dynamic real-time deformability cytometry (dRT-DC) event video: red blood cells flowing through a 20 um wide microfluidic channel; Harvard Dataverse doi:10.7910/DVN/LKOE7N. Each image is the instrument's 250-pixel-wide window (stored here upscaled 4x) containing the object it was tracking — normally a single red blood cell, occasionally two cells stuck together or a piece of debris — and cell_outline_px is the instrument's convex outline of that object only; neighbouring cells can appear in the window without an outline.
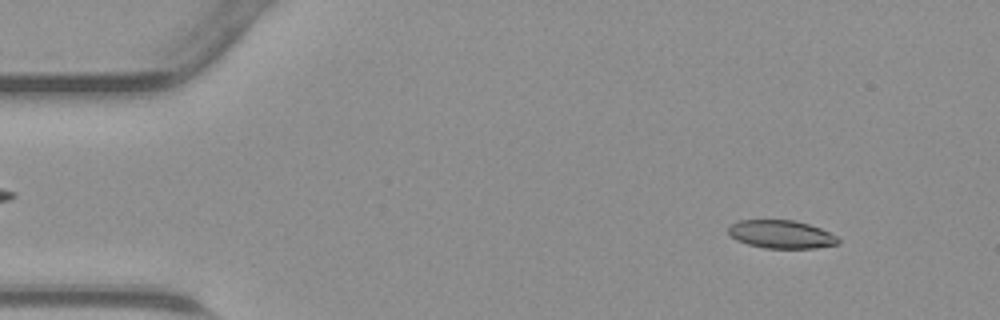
{"species": "common noctule bat (a hibernating species)", "species_latin": "Nyctalus noctula", "temperature_condition": "warm", "stored_images_in_passage": 44, "camera_frame_rate_fps": 3000, "um_per_image_px": 0.085, "animal": {"sex": "male", "body_mass_g": 23.1, "forearm_length_mm": 52.7}, "frame": {"image": 1, "passage_image": 4, "time_ms": 1.0, "image_size_px": [1000, 320], "cell_outline_px": [[840, 244], [816, 248], [764, 248], [748, 244], [736, 240], [728, 232], [728, 228], [732, 224], [740, 220], [792, 220], [808, 224], [820, 228], [836, 236], [840, 240]], "centroid_in_image_um": [66.42, 19.92], "position_along_channel_um": 18.6, "area_um2": 17.92}}
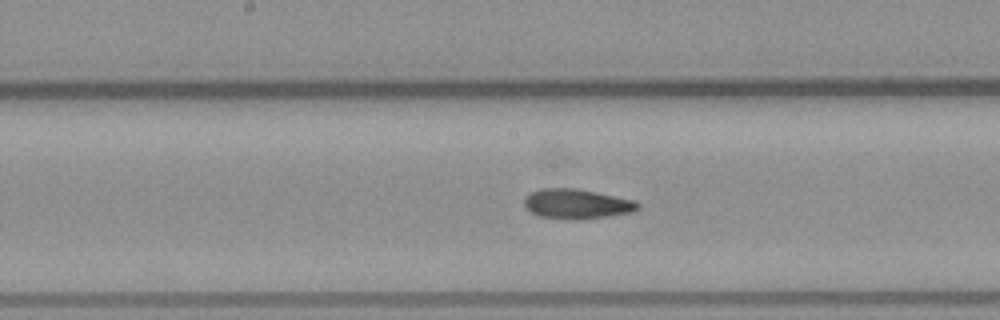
{"frame": {"image": 2, "passage_image": 22, "time_ms": 7.0, "image_size_px": [1000, 320], "cell_outline_px": [[640, 208], [632, 212], [608, 216], [540, 216], [524, 208], [524, 196], [540, 188], [576, 188], [636, 200], [640, 204]], "centroid_in_image_um": [49.04, 17.26], "position_along_channel_um": 199.2, "area_um2": 18.84}}
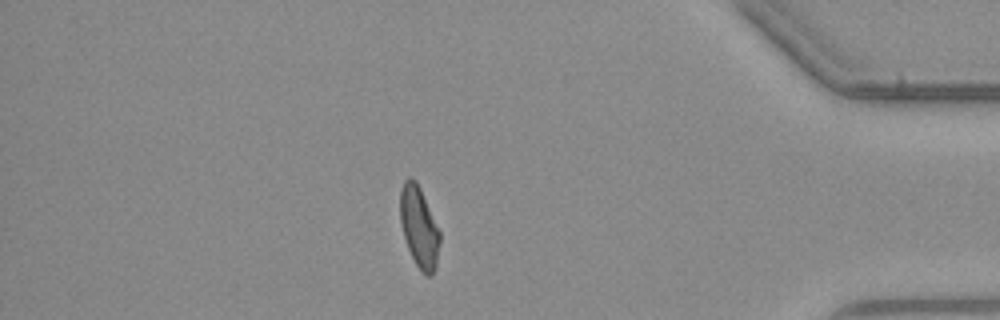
{"frame": {"image": 3, "passage_image": 38, "time_ms": 12.333, "image_size_px": [1000, 320], "cell_outline_px": [[440, 244], [436, 264], [432, 276], [424, 276], [420, 272], [408, 248], [400, 224], [400, 188], [404, 180], [408, 176], [412, 176], [416, 180], [420, 188], [440, 232]], "centroid_in_image_um": [35.61, 19.29], "position_along_channel_um": 399.6, "area_um2": 18.84}}